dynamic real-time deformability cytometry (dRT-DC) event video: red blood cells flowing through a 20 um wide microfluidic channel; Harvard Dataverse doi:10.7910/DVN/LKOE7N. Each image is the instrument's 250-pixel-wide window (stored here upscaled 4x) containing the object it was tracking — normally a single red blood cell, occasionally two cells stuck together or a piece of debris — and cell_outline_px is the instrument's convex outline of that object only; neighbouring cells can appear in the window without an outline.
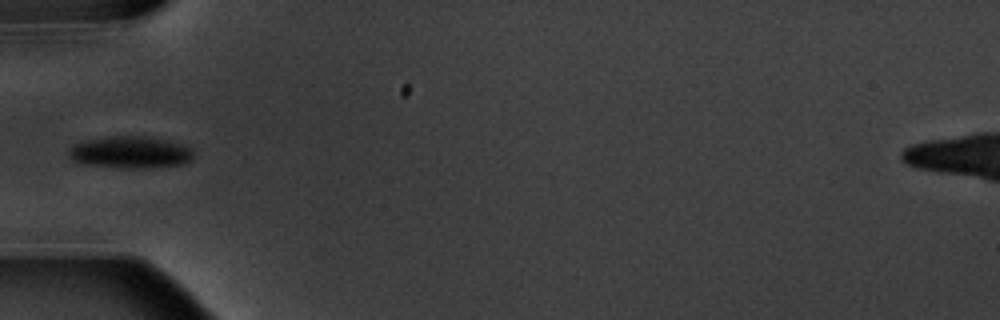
{"species": "common noctule bat (a hibernating species)", "species_latin": "Nyctalus noctula", "temperature_condition": "warm", "stored_images_in_passage": 6, "camera_frame_rate_fps": 3000, "um_per_image_px": 0.085, "animal": {"sex": "male", "body_mass_g": 20.1, "forearm_length_mm": 53.5}, "frame": {"image": 1, "passage_image": 6, "time_ms": 6.0, "image_size_px": [1000, 320], "cell_outline_px": [[192, 160], [184, 164], [148, 168], [116, 168], [80, 164], [72, 160], [68, 156], [68, 152], [76, 144], [88, 140], [112, 136], [144, 136], [164, 140], [180, 144], [188, 148], [192, 152]], "centroid_in_image_um": [11.04, 12.97], "position_along_channel_um": 74.0, "area_um2": 23.12}}